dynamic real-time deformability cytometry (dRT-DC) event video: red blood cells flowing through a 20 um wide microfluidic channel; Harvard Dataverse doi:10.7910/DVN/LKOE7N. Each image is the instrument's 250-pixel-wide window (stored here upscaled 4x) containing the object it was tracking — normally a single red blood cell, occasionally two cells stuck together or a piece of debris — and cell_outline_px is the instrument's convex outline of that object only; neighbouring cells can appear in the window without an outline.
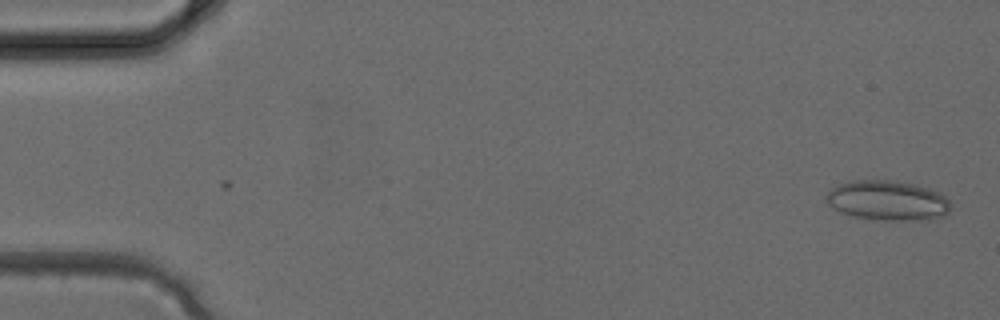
{"species": "common noctule bat (a hibernating species)", "species_latin": "Nyctalus noctula", "temperature_condition": "cold", "stored_images_in_passage": 2, "camera_frame_rate_fps": 3000, "um_per_image_px": 0.085, "animal": {"sex": "female", "body_mass_g": 24.6, "forearm_length_mm": 56.2}, "frame": {"image": 1, "passage_image": 2, "time_ms": 0.333, "image_size_px": [1000, 320], "cell_outline_px": [[948, 212], [944, 216], [928, 220], [884, 220], [856, 216], [840, 212], [828, 204], [824, 200], [824, 196], [832, 188], [840, 184], [856, 180], [888, 180], [912, 184], [928, 188], [944, 196], [948, 200]], "centroid_in_image_um": [75.41, 17.05], "position_along_channel_um": 9.6, "area_um2": 28.55}}